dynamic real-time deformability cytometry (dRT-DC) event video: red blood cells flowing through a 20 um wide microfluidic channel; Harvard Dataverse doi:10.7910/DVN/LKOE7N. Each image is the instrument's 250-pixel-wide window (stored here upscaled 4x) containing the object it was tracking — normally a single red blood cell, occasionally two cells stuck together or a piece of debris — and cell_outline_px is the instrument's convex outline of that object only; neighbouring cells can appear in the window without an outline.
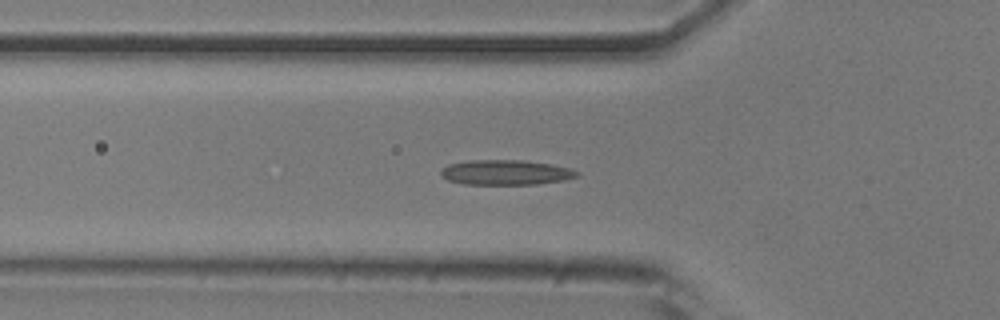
{"species": "common noctule bat (a hibernating species)", "species_latin": "Nyctalus noctula", "temperature_condition": "room temperature", "stored_images_in_passage": 29, "camera_frame_rate_fps": 3000, "um_per_image_px": 0.085, "animal": {"sex": "male", "body_mass_g": 20.5, "forearm_length_mm": 52.5}, "frame": {"image": 1, "passage_image": 2, "time_ms": 0.333, "image_size_px": [1000, 320], "cell_outline_px": [[580, 176], [564, 180], [536, 184], [464, 184], [448, 180], [440, 176], [440, 168], [448, 164], [468, 160], [520, 160], [552, 164], [568, 168], [580, 172]], "centroid_in_image_um": [42.96, 14.65], "position_along_channel_um": 82.8, "area_um2": 19.94}}
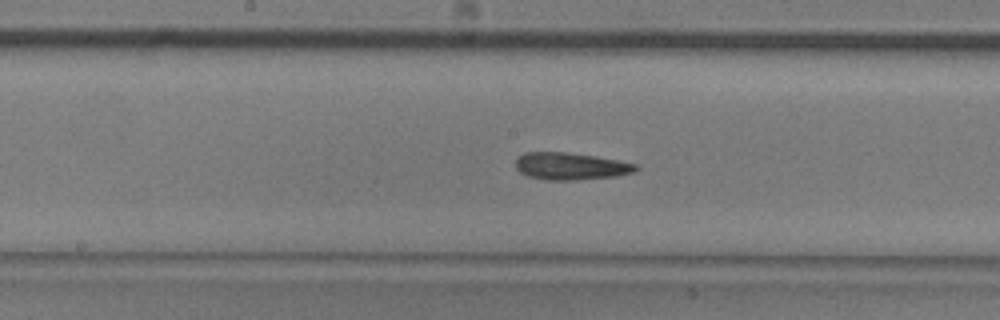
{"frame": {"image": 2, "passage_image": 11, "time_ms": 3.333, "image_size_px": [1000, 320], "cell_outline_px": [[640, 168], [632, 172], [616, 176], [576, 180], [544, 180], [528, 176], [520, 172], [516, 168], [516, 160], [524, 152], [564, 152], [592, 156], [616, 160], [636, 164]], "centroid_in_image_um": [48.48, 14.13], "position_along_channel_um": 199.7, "area_um2": 18.84}}
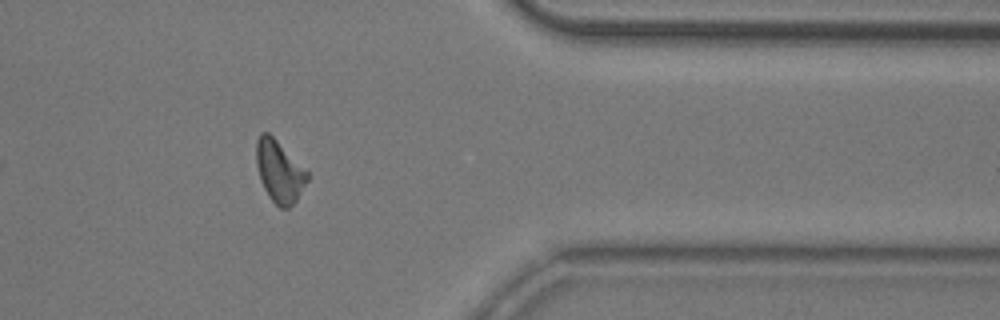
{"frame": {"image": 3, "passage_image": 27, "time_ms": 8.667, "image_size_px": [1000, 320], "cell_outline_px": [[308, 180], [296, 200], [288, 208], [280, 208], [268, 196], [260, 180], [256, 164], [256, 140], [260, 132], [268, 132], [308, 172]], "centroid_in_image_um": [23.72, 14.57], "position_along_channel_um": 387.7, "area_um2": 18.15}, "authors_computed_cell_mechanics": {"area_um2": 18.4382, "velocity_mm_per_s": 3.8601, "shape_relaxation_time_tau1_ms": 11.2446, "shape_relaxation_time_tau2_ms": 4.6644, "deformation_change_tau1": 0.2121, "deformation_change_tau2": 0.1433}}